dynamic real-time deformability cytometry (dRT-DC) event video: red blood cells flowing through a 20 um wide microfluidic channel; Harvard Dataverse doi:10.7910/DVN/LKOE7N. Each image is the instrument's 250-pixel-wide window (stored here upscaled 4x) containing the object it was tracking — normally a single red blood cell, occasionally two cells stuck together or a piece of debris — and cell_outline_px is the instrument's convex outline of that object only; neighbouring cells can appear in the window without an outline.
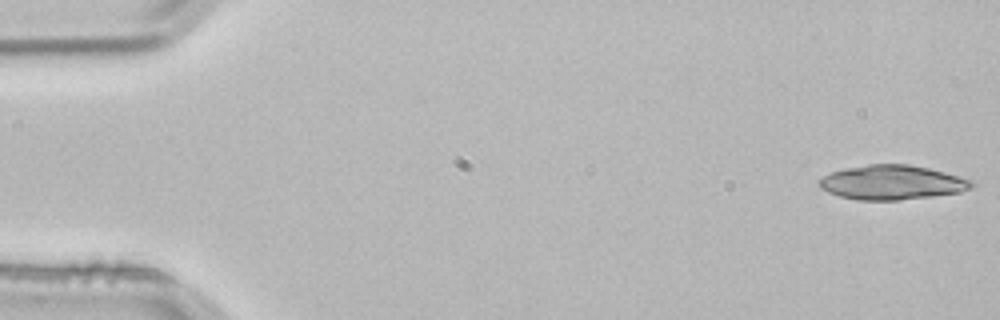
{"species": "common noctule bat (a hibernating species)", "species_latin": "Nyctalus noctula", "temperature_condition": "room temperature", "stored_images_in_passage": 3, "camera_frame_rate_fps": 3000, "um_per_image_px": 0.085, "animal": {"sex": "male", "body_mass_g": 21.5, "forearm_length_mm": 52.0}, "frame": {"image": 1, "passage_image": 1, "time_ms": 0.0, "image_size_px": [1000, 320], "cell_outline_px": [[976, 184], [960, 192], [932, 196], [900, 200], [856, 200], [840, 196], [828, 192], [820, 188], [820, 180], [824, 176], [832, 172], [844, 168], [868, 164], [908, 164], [928, 168], [944, 172], [972, 180]], "centroid_in_image_um": [75.81, 15.51], "position_along_channel_um": 9.2, "area_um2": 30.4}}